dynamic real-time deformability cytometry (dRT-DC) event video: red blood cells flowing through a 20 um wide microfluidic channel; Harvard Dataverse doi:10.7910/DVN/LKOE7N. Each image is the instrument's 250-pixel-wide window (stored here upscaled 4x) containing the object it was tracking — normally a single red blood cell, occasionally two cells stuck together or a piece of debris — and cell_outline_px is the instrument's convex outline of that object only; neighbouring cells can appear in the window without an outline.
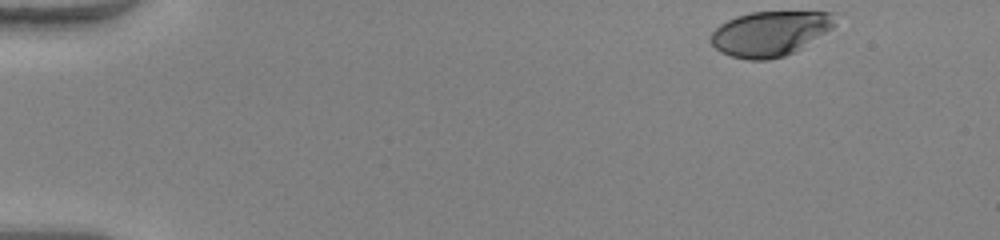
{"species": "human", "species_latin": "Homo sapiens", "temperature_condition": "warm", "stored_images_in_passage": 47, "camera_frame_rate_fps": 3000, "um_per_image_px": 0.085, "donor": {"sex": "female"}, "frame": {"image": 1, "passage_image": 1, "time_ms": 0.0, "image_size_px": [1000, 240], "cell_outline_px": [[836, 24], [832, 28], [792, 52], [784, 56], [768, 60], [748, 60], [732, 56], [720, 52], [712, 44], [712, 32], [720, 24], [736, 16], [748, 12], [832, 12], [836, 16]], "centroid_in_image_um": [65.44, 2.84], "position_along_channel_um": 19.6, "area_um2": 32.14}}
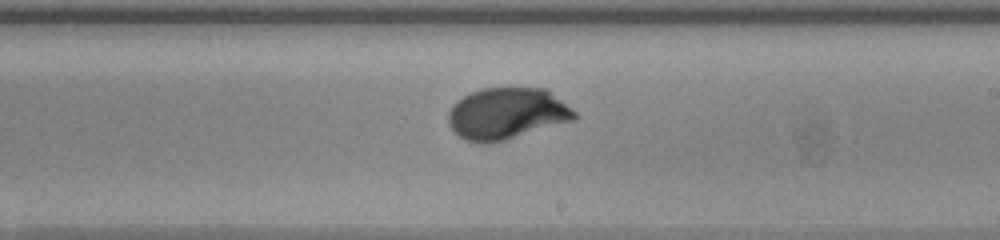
{"frame": {"image": 2, "passage_image": 27, "time_ms": 8.667, "image_size_px": [1000, 240], "cell_outline_px": [[576, 120], [504, 140], [488, 144], [464, 140], [448, 124], [448, 112], [452, 104], [456, 100], [472, 92], [484, 88], [544, 88], [572, 108], [576, 112]], "centroid_in_image_um": [43.07, 9.66], "position_along_channel_um": 245.9, "area_um2": 37.8}}
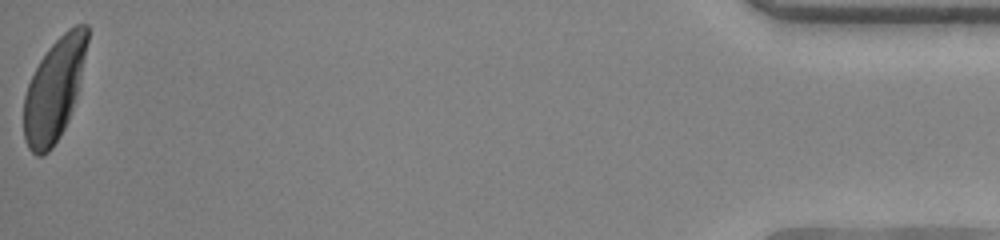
{"frame": {"image": 3, "passage_image": 47, "time_ms": 15.333, "image_size_px": [1000, 240], "cell_outline_px": [[88, 40], [76, 96], [68, 120], [60, 136], [52, 148], [48, 152], [40, 156], [36, 156], [28, 148], [24, 140], [24, 96], [28, 84], [40, 60], [48, 48], [68, 28], [76, 24], [88, 24]], "centroid_in_image_um": [4.59, 7.63], "position_along_channel_um": 430.6, "area_um2": 37.4}, "authors_computed_cell_mechanics": {"area_um2": 36.9342, "velocity_mm_per_s": 4.0758, "shape_relaxation_time_tau1_ms": 2.6812, "shape_relaxation_time_tau2_ms": null, "deformation_change_tau1": 0.1962, "deformation_change_tau2": null}}